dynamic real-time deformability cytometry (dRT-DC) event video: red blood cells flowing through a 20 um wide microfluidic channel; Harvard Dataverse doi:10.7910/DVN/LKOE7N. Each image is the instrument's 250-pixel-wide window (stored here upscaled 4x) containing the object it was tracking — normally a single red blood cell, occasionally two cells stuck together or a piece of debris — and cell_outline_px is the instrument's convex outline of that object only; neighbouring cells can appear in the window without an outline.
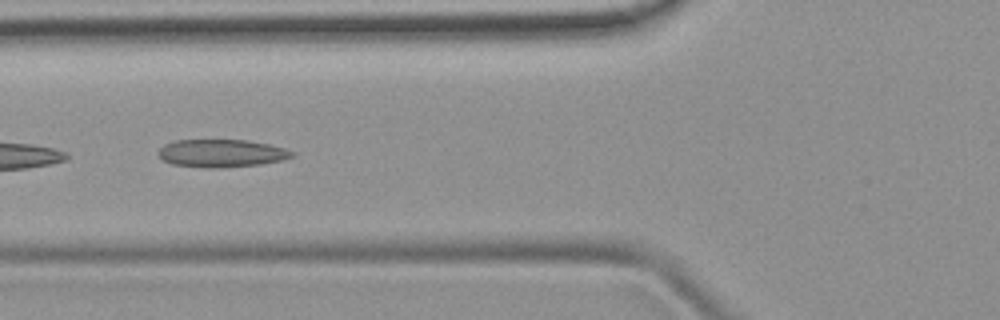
{"species": "common noctule bat (a hibernating species)", "species_latin": "Nyctalus noctula", "temperature_condition": "room temperature", "stored_images_in_passage": 5, "camera_frame_rate_fps": 3000, "um_per_image_px": 0.085, "animal": {"sex": "female", "body_mass_g": 19.9}, "frame": {"image": 1, "passage_image": 5, "time_ms": 4.333, "image_size_px": [1000, 320], "cell_outline_px": [[296, 156], [284, 160], [260, 164], [220, 168], [212, 168], [172, 164], [156, 156], [156, 152], [164, 144], [176, 140], [248, 140], [268, 144], [284, 148], [296, 152]], "centroid_in_image_um": [18.84, 13.02], "position_along_channel_um": 107.0, "area_um2": 21.85}}